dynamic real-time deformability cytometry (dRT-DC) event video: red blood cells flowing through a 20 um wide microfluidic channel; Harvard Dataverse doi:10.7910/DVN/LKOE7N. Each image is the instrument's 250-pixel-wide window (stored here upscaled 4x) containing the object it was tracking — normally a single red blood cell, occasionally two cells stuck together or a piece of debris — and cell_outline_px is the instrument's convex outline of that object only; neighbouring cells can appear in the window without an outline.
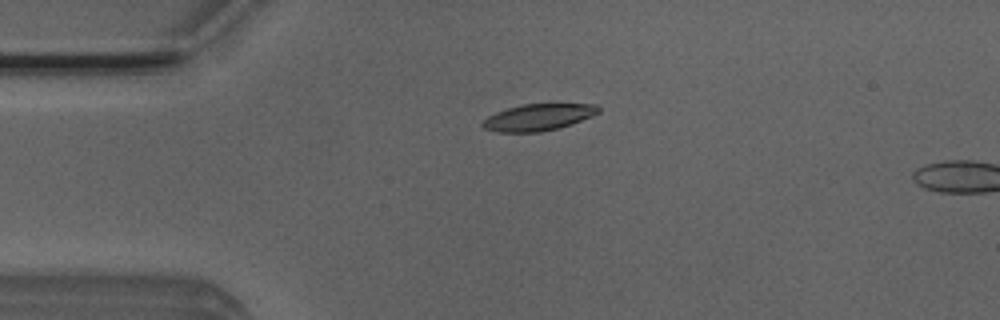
{"species": "Egyptian fruit bat (a non-hibernating species)", "species_latin": "Rousettus aegyptiacus", "temperature_condition": "room temperature", "stored_images_in_passage": 14, "camera_frame_rate_fps": 3000, "um_per_image_px": 0.085, "animal": {"sex": "male"}, "frame": {"image": 1, "passage_image": 12, "time_ms": 3.667, "image_size_px": [1000, 320], "cell_outline_px": [[600, 112], [592, 116], [572, 124], [560, 128], [540, 132], [496, 132], [484, 128], [480, 124], [488, 116], [496, 112], [520, 104], [596, 104], [600, 108]], "centroid_in_image_um": [45.76, 9.97], "position_along_channel_um": 39.2, "area_um2": 18.09}}